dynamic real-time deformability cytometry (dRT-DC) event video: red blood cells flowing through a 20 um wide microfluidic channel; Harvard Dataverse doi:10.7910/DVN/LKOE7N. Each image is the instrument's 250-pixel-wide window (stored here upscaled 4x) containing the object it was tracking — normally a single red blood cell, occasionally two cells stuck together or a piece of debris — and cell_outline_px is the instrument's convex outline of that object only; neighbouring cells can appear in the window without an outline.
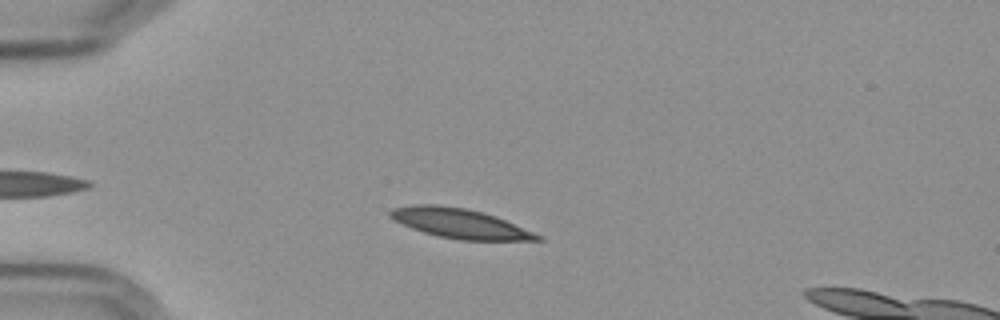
{"species": "Egyptian fruit bat (a non-hibernating species)", "species_latin": "Rousettus aegyptiacus", "temperature_condition": "cold", "stored_images_in_passage": 43, "camera_frame_rate_fps": 3000, "um_per_image_px": 0.085, "frame": {"image": 1, "passage_image": 10, "time_ms": 3.0, "image_size_px": [1000, 320], "cell_outline_px": [[544, 240], [460, 240], [440, 236], [424, 232], [412, 228], [388, 216], [388, 212], [392, 208], [412, 204], [436, 204], [464, 208], [496, 216], [544, 236]], "centroid_in_image_um": [39.1, 18.98], "position_along_channel_um": 45.9, "area_um2": 25.26}}
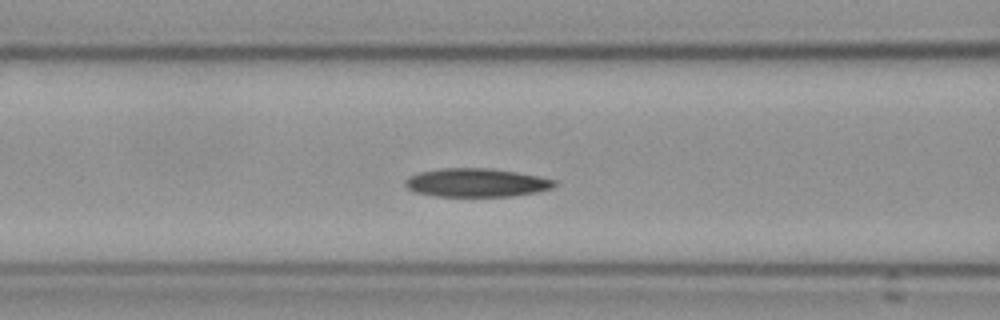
{"frame": {"image": 2, "passage_image": 19, "time_ms": 6.0, "image_size_px": [1000, 320], "cell_outline_px": [[556, 184], [552, 188], [540, 192], [512, 196], [436, 196], [416, 192], [408, 188], [404, 184], [404, 180], [408, 176], [420, 172], [444, 168], [488, 168], [516, 172], [540, 176], [556, 180]], "centroid_in_image_um": [40.52, 15.52], "position_along_channel_um": 126.1, "area_um2": 24.85}}
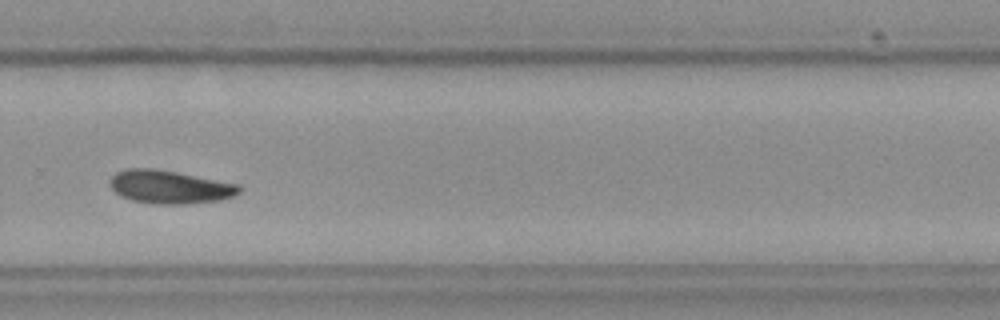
{"frame": {"image": 3, "passage_image": 35, "time_ms": 11.333, "image_size_px": [1000, 320], "cell_outline_px": [[244, 188], [236, 196], [220, 200], [188, 204], [156, 204], [132, 200], [120, 196], [112, 188], [108, 180], [116, 172], [128, 168], [152, 168], [176, 172], [240, 184]], "centroid_in_image_um": [14.46, 15.89], "position_along_channel_um": 315.3, "area_um2": 25.26}, "authors_computed_cell_mechanics": {"area_um2": 24.854, "velocity_mm_per_s": 3.5487, "shape_relaxation_time_tau1_ms": 10.1782, "shape_relaxation_time_tau2_ms": null, "deformation_change_tau1": 0.1782, "deformation_change_tau2": null}}